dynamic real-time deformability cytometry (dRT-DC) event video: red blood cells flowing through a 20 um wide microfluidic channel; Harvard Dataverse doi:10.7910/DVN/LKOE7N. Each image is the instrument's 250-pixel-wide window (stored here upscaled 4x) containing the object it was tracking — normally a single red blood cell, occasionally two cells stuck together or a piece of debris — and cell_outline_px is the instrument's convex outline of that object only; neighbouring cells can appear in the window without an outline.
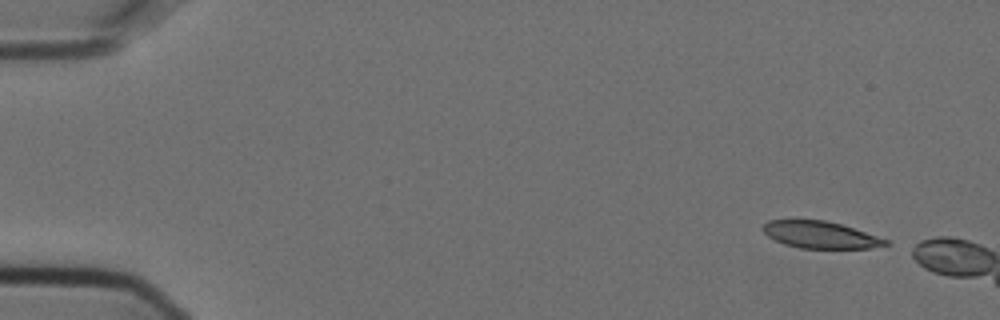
{"species": "Egyptian fruit bat (a non-hibernating species)", "species_latin": "Rousettus aegyptiacus", "temperature_condition": "cold", "stored_images_in_passage": 3, "camera_frame_rate_fps": 3000, "um_per_image_px": 0.085, "animal": {"sex": "female"}, "frame": {"image": 1, "passage_image": 1, "time_ms": 0.0, "image_size_px": [1000, 320], "cell_outline_px": [[892, 244], [868, 248], [800, 248], [784, 244], [768, 236], [760, 228], [768, 220], [824, 220], [840, 224], [888, 240]], "centroid_in_image_um": [69.7, 19.96], "position_along_channel_um": 15.3, "area_um2": 19.02}}